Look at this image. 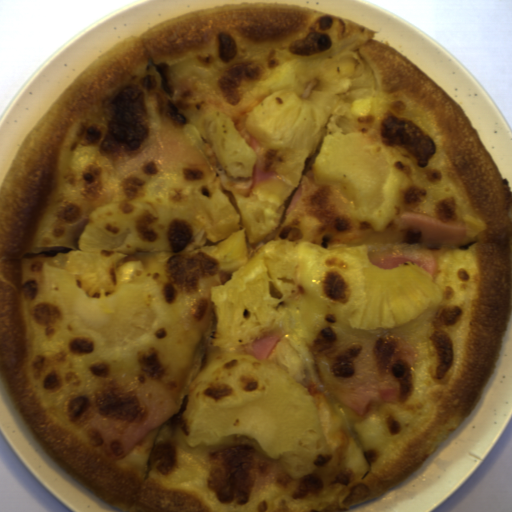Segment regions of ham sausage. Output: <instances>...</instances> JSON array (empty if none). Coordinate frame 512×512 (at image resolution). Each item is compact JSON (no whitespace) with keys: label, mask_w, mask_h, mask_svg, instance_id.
Returning a JSON list of instances; mask_svg holds the SVG:
<instances>
[{"label":"ham sausage","mask_w":512,"mask_h":512,"mask_svg":"<svg viewBox=\"0 0 512 512\" xmlns=\"http://www.w3.org/2000/svg\"><path fill=\"white\" fill-rule=\"evenodd\" d=\"M187 370L146 377L122 388L93 407L82 429L110 459L127 455L180 408L174 397Z\"/></svg>","instance_id":"obj_1"},{"label":"ham sausage","mask_w":512,"mask_h":512,"mask_svg":"<svg viewBox=\"0 0 512 512\" xmlns=\"http://www.w3.org/2000/svg\"><path fill=\"white\" fill-rule=\"evenodd\" d=\"M414 354L415 348L401 338L380 336L358 369L325 388L342 406L360 416L370 406L399 402Z\"/></svg>","instance_id":"obj_2"},{"label":"ham sausage","mask_w":512,"mask_h":512,"mask_svg":"<svg viewBox=\"0 0 512 512\" xmlns=\"http://www.w3.org/2000/svg\"><path fill=\"white\" fill-rule=\"evenodd\" d=\"M466 235L465 225L425 213L405 212L372 243L368 254L378 268L413 263L433 278L439 273L436 256L442 246Z\"/></svg>","instance_id":"obj_3"},{"label":"ham sausage","mask_w":512,"mask_h":512,"mask_svg":"<svg viewBox=\"0 0 512 512\" xmlns=\"http://www.w3.org/2000/svg\"><path fill=\"white\" fill-rule=\"evenodd\" d=\"M286 214L307 239L337 244L369 231L341 194L310 170L304 172Z\"/></svg>","instance_id":"obj_4"},{"label":"ham sausage","mask_w":512,"mask_h":512,"mask_svg":"<svg viewBox=\"0 0 512 512\" xmlns=\"http://www.w3.org/2000/svg\"><path fill=\"white\" fill-rule=\"evenodd\" d=\"M250 146L254 151V166L248 195L263 181L275 176L273 163L266 144L249 135Z\"/></svg>","instance_id":"obj_5"},{"label":"ham sausage","mask_w":512,"mask_h":512,"mask_svg":"<svg viewBox=\"0 0 512 512\" xmlns=\"http://www.w3.org/2000/svg\"><path fill=\"white\" fill-rule=\"evenodd\" d=\"M281 334H274L260 337L253 342L247 344L245 350L249 356L259 360L266 361L274 347L280 340Z\"/></svg>","instance_id":"obj_6"}]
</instances>
